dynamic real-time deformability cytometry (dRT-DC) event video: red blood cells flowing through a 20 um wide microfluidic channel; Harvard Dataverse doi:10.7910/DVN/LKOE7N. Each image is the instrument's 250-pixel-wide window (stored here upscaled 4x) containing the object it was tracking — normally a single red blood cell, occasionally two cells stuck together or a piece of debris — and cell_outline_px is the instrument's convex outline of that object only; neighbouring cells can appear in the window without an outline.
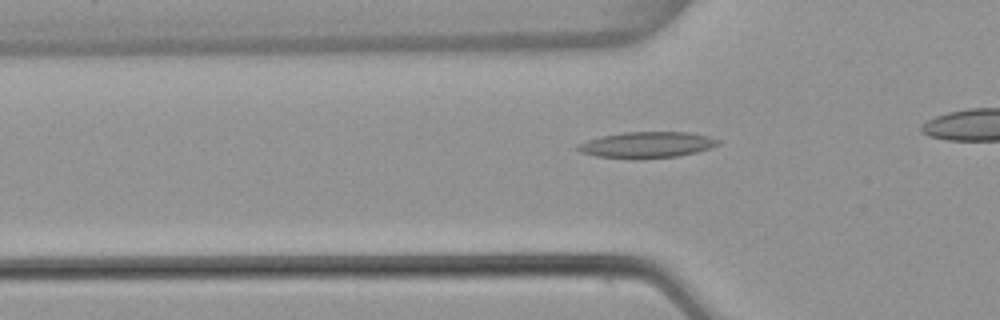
{"species": "common noctule bat (a hibernating species)", "species_latin": "Nyctalus noctula", "temperature_condition": "warm", "stored_images_in_passage": 31, "camera_frame_rate_fps": 3000, "um_per_image_px": 0.085, "animal": {"sex": "female", "body_mass_g": 22.7, "forearm_length_mm": 54.2}, "frame": {"image": 1, "passage_image": 6, "time_ms": 1.667, "image_size_px": [1000, 320], "cell_outline_px": [[720, 144], [696, 152], [676, 156], [640, 160], [632, 160], [596, 156], [580, 152], [576, 148], [580, 144], [588, 140], [600, 136], [624, 132], [688, 132], [708, 136], [720, 140]], "centroid_in_image_um": [54.97, 12.32], "position_along_channel_um": 70.8, "area_um2": 21.5}}
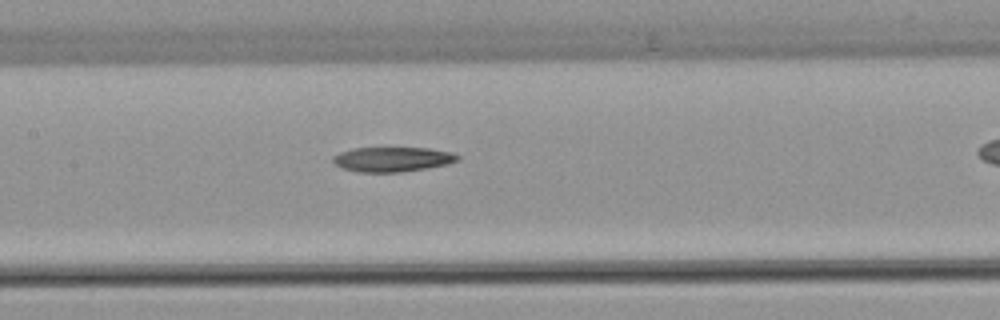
{"frame": {"image": 2, "passage_image": 14, "time_ms": 4.333, "image_size_px": [1000, 320], "cell_outline_px": [[460, 160], [448, 164], [400, 172], [356, 172], [340, 168], [332, 160], [332, 156], [340, 152], [352, 148], [384, 144], [428, 148], [452, 152], [460, 156]], "centroid_in_image_um": [33.32, 13.48], "position_along_channel_um": 174.1, "area_um2": 19.13}}
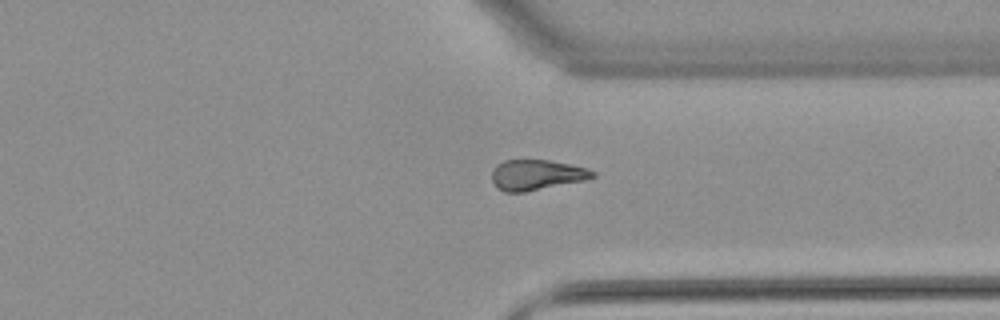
{"frame": {"image": 3, "passage_image": 29, "time_ms": 9.333, "image_size_px": [1000, 320], "cell_outline_px": [[596, 176], [584, 180], [524, 192], [504, 192], [496, 188], [492, 180], [492, 172], [496, 164], [504, 160], [548, 160], [572, 164], [588, 168], [596, 172]], "centroid_in_image_um": [45.6, 14.86], "position_along_channel_um": 365.8, "area_um2": 17.92}}